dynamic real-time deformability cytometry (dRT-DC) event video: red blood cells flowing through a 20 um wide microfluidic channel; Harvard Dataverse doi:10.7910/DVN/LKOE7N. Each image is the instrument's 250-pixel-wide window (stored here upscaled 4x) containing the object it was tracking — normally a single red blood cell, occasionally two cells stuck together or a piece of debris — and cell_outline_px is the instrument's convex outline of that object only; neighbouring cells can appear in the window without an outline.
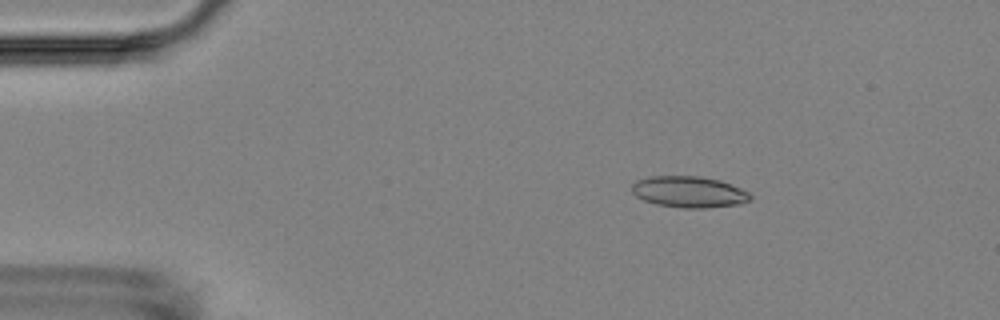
{"species": "Egyptian fruit bat (a non-hibernating species)", "species_latin": "Rousettus aegyptiacus", "temperature_condition": "room temperature", "stored_images_in_passage": 4, "camera_frame_rate_fps": 3000, "um_per_image_px": 0.085, "animal": {"sex": "female"}, "frame": {"image": 1, "passage_image": 1, "time_ms": 0.0, "image_size_px": [1000, 320], "cell_outline_px": [[752, 200], [740, 204], [704, 208], [684, 208], [656, 204], [644, 200], [636, 196], [632, 192], [632, 184], [636, 180], [648, 176], [700, 176], [720, 180], [740, 188], [748, 192], [752, 196]], "centroid_in_image_um": [58.56, 16.31], "position_along_channel_um": 26.4, "area_um2": 21.68}}